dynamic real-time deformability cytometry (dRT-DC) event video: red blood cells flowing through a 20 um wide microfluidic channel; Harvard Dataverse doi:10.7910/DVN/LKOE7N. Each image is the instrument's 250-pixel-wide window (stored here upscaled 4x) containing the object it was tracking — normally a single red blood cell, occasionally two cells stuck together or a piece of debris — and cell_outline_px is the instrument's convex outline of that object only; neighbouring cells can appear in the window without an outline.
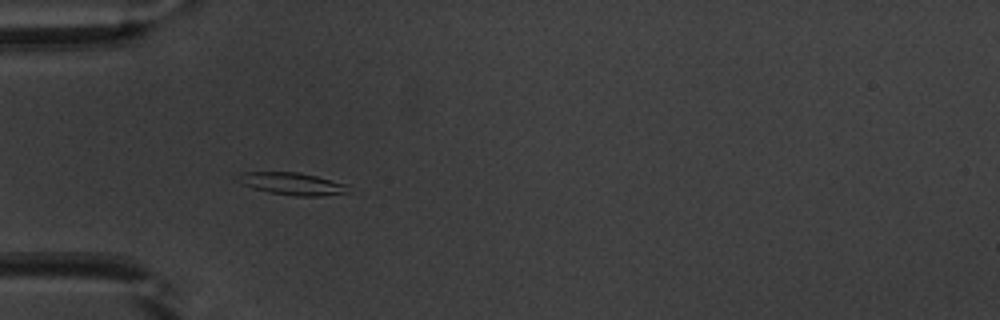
{"species": "common noctule bat (a hibernating species)", "species_latin": "Nyctalus noctula", "temperature_condition": "warm", "stored_images_in_passage": 37, "camera_frame_rate_fps": 3000, "um_per_image_px": 0.085, "animal": {"sex": "male", "body_mass_g": 20.1, "forearm_length_mm": 53.5}, "frame": {"image": 1, "passage_image": 1, "time_ms": 0.0, "image_size_px": [1000, 320], "cell_outline_px": [[348, 192], [320, 196], [296, 196], [268, 192], [252, 188], [244, 184], [244, 172], [300, 172], [348, 184]], "centroid_in_image_um": [24.97, 15.63], "position_along_channel_um": 60.0, "area_um2": 13.87}}
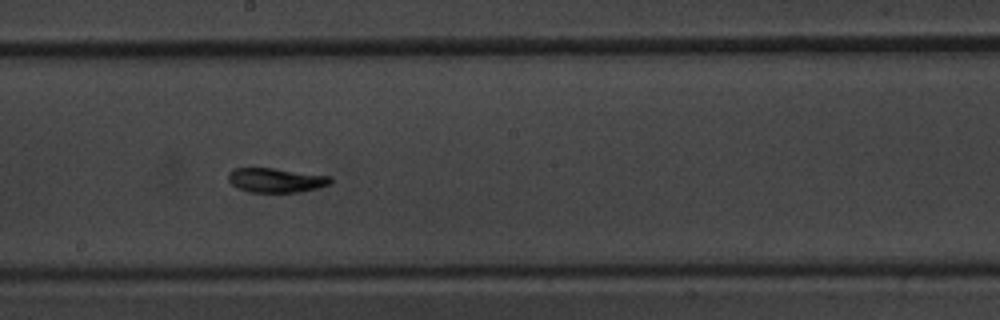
{"frame": {"image": 2, "passage_image": 14, "time_ms": 4.333, "image_size_px": [1000, 320], "cell_outline_px": [[332, 180], [328, 184], [316, 188], [300, 192], [248, 192], [236, 188], [228, 180], [228, 172], [232, 168], [272, 168], [332, 176]], "centroid_in_image_um": [23.41, 15.31], "position_along_channel_um": 224.8, "area_um2": 14.57}}
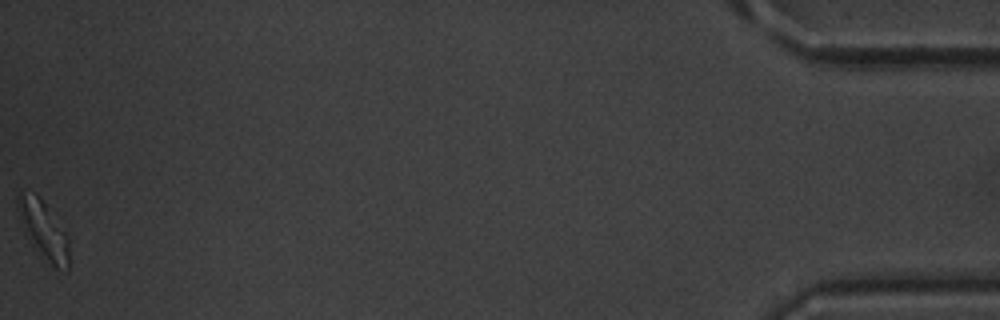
{"frame": {"image": 3, "passage_image": 37, "time_ms": 12.0, "image_size_px": [1000, 320], "cell_outline_px": [[68, 272], [52, 268], [32, 244], [24, 232], [16, 208], [16, 196], [20, 192], [36, 192], [40, 196], [64, 232], [68, 240]], "centroid_in_image_um": [3.66, 19.54], "position_along_channel_um": 431.5, "area_um2": 17.34}, "authors_computed_cell_mechanics": {"area_um2": 14.6234, "velocity_mm_per_s": 3.9002, "shape_relaxation_time_tau1_ms": 3.1284, "shape_relaxation_time_tau2_ms": 3.2477, "deformation_change_tau1": 0.1283, "deformation_change_tau2": 0.0863}}